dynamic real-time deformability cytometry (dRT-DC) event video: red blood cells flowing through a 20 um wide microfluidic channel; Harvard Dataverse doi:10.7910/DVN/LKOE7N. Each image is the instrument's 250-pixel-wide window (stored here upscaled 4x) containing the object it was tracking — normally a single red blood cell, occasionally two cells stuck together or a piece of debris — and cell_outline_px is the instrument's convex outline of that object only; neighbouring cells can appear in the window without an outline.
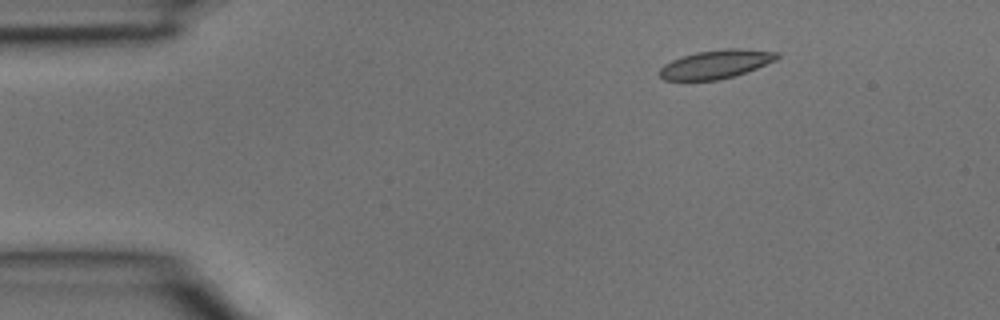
{"species": "common noctule bat (a hibernating species)", "species_latin": "Nyctalus noctula", "temperature_condition": "room temperature", "stored_images_in_passage": 4, "camera_frame_rate_fps": 3000, "um_per_image_px": 0.085, "animal": {"sex": "male", "body_mass_g": 15.6}, "frame": {"image": 1, "passage_image": 2, "time_ms": 0.333, "image_size_px": [1000, 320], "cell_outline_px": [[780, 56], [776, 60], [756, 68], [720, 80], [664, 80], [660, 76], [660, 68], [664, 64], [672, 60], [696, 52], [728, 48], [736, 48], [780, 52]], "centroid_in_image_um": [60.86, 5.45], "position_along_channel_um": 24.1, "area_um2": 19.36}}
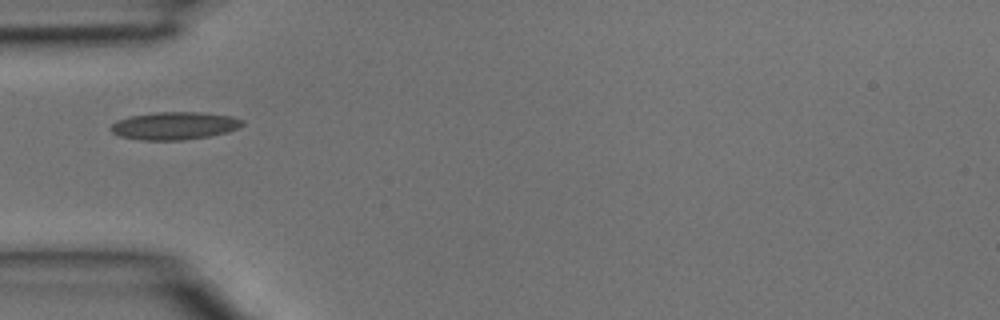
{"frame": {"image": 2, "passage_image": 4, "time_ms": 1.0, "image_size_px": [1000, 320], "cell_outline_px": [[244, 124], [240, 128], [228, 132], [208, 136], [180, 140], [140, 140], [120, 136], [112, 132], [108, 128], [116, 120], [132, 116], [156, 112], [200, 112], [232, 116], [244, 120]], "centroid_in_image_um": [14.84, 10.68], "position_along_channel_um": 70.2, "area_um2": 21.33}}